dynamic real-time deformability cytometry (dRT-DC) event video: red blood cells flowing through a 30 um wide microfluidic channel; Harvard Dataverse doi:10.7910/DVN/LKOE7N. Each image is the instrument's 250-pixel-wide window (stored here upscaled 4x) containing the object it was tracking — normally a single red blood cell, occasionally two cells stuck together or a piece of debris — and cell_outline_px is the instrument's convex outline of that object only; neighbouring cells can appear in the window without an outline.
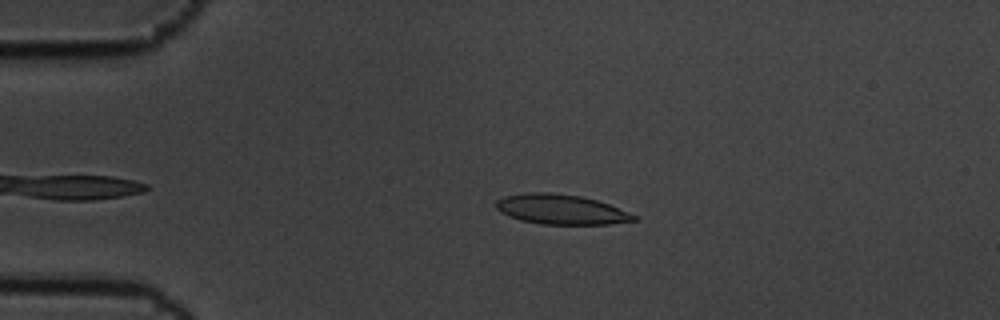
{"species": "common noctule bat (a hibernating species)", "species_latin": "Nyctalus noctula", "temperature_condition": "cold", "stored_images_in_passage": 51, "camera_frame_rate_fps": 3000, "um_per_image_px": 0.085, "animal": {"sex": "male", "body_mass_g": 19.5, "forearm_length_mm": 54.6}, "frame": {"image": 1, "passage_image": 12, "time_ms": 3.667, "image_size_px": [1000, 320], "cell_outline_px": [[636, 220], [608, 224], [540, 224], [520, 220], [508, 216], [500, 212], [496, 208], [496, 200], [504, 196], [524, 192], [548, 192], [580, 196], [596, 200], [608, 204], [636, 216]], "centroid_in_image_um": [47.61, 17.79], "position_along_channel_um": 37.4, "area_um2": 23.87}}
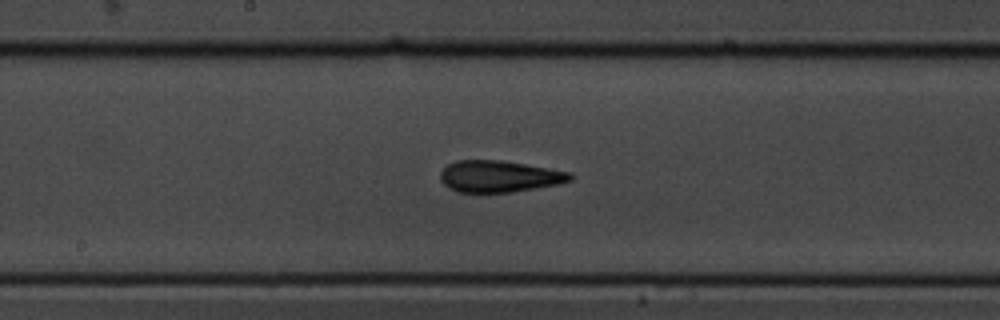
{"frame": {"image": 2, "passage_image": 30, "time_ms": 9.667, "image_size_px": [1000, 320], "cell_outline_px": [[572, 180], [560, 184], [512, 192], [456, 192], [448, 188], [440, 180], [440, 172], [448, 164], [456, 160], [500, 160], [572, 172]], "centroid_in_image_um": [42.42, 14.99], "position_along_channel_um": 205.8, "area_um2": 23.99}}
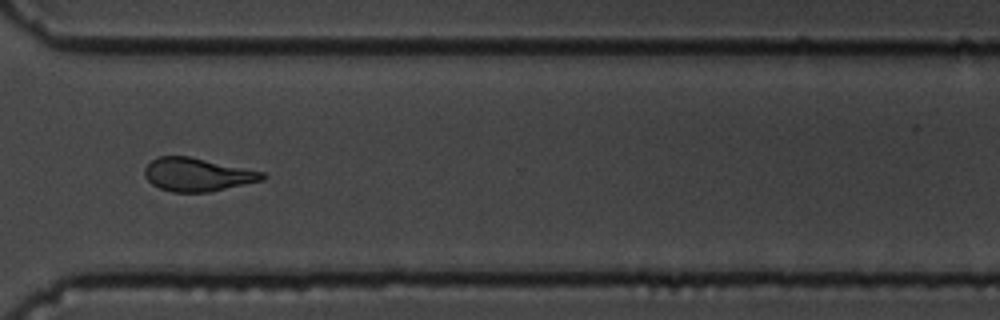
{"frame": {"image": 3, "passage_image": 43, "time_ms": 14.0, "image_size_px": [1000, 320], "cell_outline_px": [[268, 176], [264, 180], [208, 192], [172, 192], [160, 188], [152, 184], [144, 176], [144, 168], [156, 156], [188, 156], [264, 172]], "centroid_in_image_um": [16.77, 14.84], "position_along_channel_um": 353.8, "area_um2": 22.77}, "authors_computed_cell_mechanics": {"area_um2": 23.8714, "velocity_mm_per_s": 3.4248, "shape_relaxation_time_tau1_ms": 7.2254, "shape_relaxation_time_tau2_ms": 2.4143, "deformation_change_tau1": 0.1839, "deformation_change_tau2": 0.0964}}